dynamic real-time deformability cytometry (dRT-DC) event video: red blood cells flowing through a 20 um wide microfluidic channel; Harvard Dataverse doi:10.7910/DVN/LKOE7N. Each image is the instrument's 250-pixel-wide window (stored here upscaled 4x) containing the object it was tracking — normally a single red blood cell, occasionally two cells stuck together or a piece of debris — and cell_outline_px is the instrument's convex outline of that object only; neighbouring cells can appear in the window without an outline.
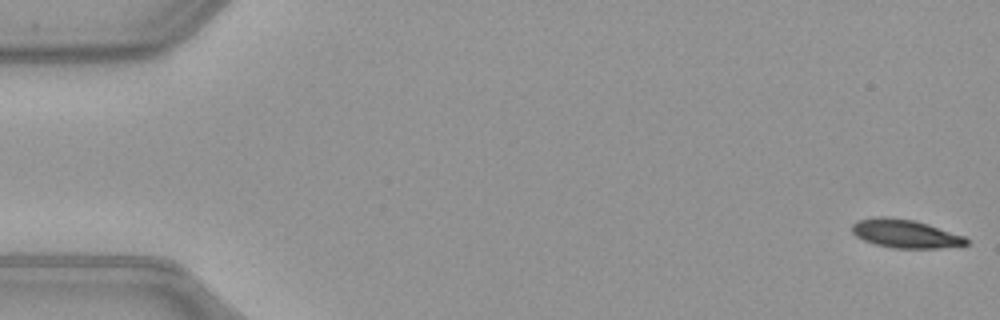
{"species": "common noctule bat (a hibernating species)", "species_latin": "Nyctalus noctula", "temperature_condition": "warm", "stored_images_in_passage": 50, "camera_frame_rate_fps": 3000, "um_per_image_px": 0.085, "animal": {"sex": "female", "body_mass_g": 21.9}, "frame": {"image": 1, "passage_image": 1, "time_ms": 0.0, "image_size_px": [1000, 320], "cell_outline_px": [[968, 244], [940, 248], [892, 248], [876, 244], [864, 240], [856, 236], [852, 232], [852, 224], [856, 220], [872, 216], [884, 216], [916, 220], [964, 236], [968, 240]], "centroid_in_image_um": [76.9, 19.84], "position_along_channel_um": 8.1, "area_um2": 19.02}}
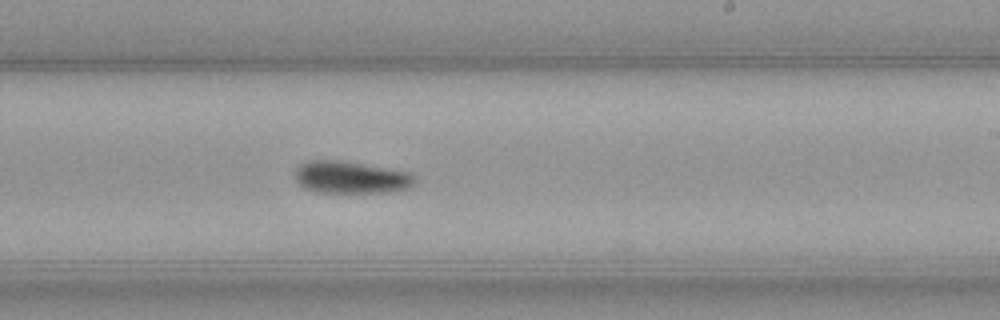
{"frame": {"image": 2, "passage_image": 31, "time_ms": 10.0, "image_size_px": [1000, 320], "cell_outline_px": [[416, 180], [408, 188], [384, 192], [340, 196], [316, 192], [304, 188], [296, 180], [296, 168], [300, 164], [308, 160], [336, 160], [408, 172], [416, 176]], "centroid_in_image_um": [29.77, 15.13], "position_along_channel_um": 259.2, "area_um2": 23.06}}
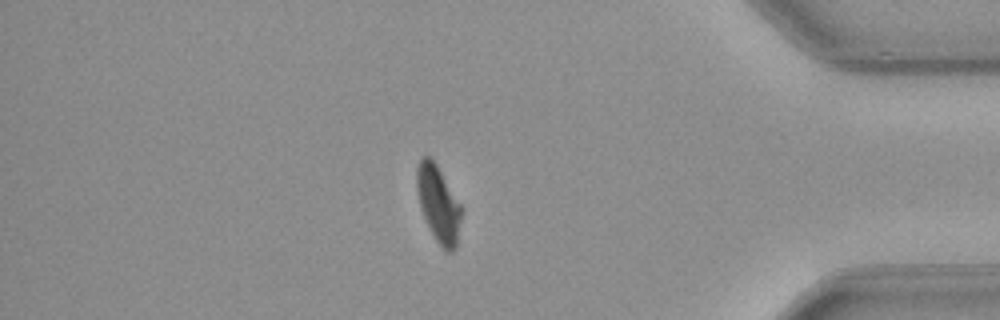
{"frame": {"image": 3, "passage_image": 44, "time_ms": 14.333, "image_size_px": [1000, 320], "cell_outline_px": [[464, 208], [456, 248], [452, 252], [448, 252], [436, 240], [424, 216], [420, 204], [416, 188], [416, 168], [420, 160], [424, 156], [428, 156], [436, 164]], "centroid_in_image_um": [37.3, 17.33], "position_along_channel_um": 397.9, "area_um2": 19.83}, "authors_computed_cell_mechanics": {"area_um2": 20.9814, "velocity_mm_per_s": 4.0168, "shape_relaxation_time_tau1_ms": 9.216, "shape_relaxation_time_tau2_ms": 7.0217, "deformation_change_tau1": 0.2469, "deformation_change_tau2": 0.1504}}